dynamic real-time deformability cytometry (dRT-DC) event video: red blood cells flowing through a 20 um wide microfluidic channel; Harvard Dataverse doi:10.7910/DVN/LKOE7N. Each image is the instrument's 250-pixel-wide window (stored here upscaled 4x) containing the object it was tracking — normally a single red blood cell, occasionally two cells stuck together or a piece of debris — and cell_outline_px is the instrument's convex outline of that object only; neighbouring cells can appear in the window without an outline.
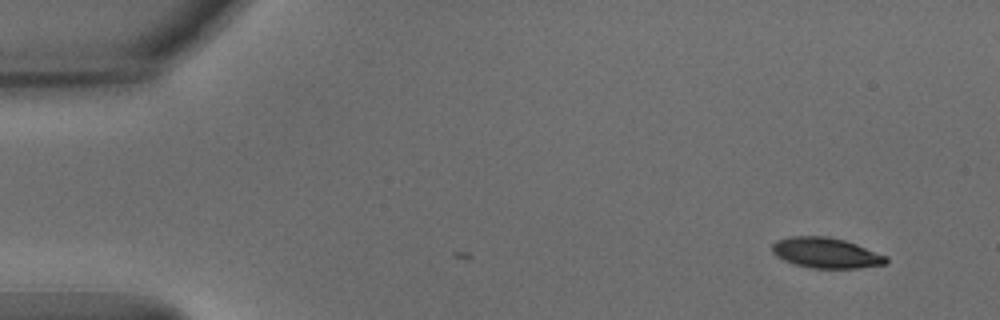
{"species": "common noctule bat (a hibernating species)", "species_latin": "Nyctalus noctula", "temperature_condition": "warm", "stored_images_in_passage": 6, "camera_frame_rate_fps": 3000, "um_per_image_px": 0.085, "animal": {"sex": "male", "body_mass_g": 15.6}, "frame": {"image": 1, "passage_image": 6, "time_ms": 1.667, "image_size_px": [1000, 320], "cell_outline_px": [[888, 264], [856, 268], [812, 268], [796, 264], [784, 260], [776, 256], [772, 252], [772, 244], [776, 240], [788, 236], [828, 236], [844, 240], [856, 244], [888, 256]], "centroid_in_image_um": [70.21, 21.49], "position_along_channel_um": 14.8, "area_um2": 20.29}}